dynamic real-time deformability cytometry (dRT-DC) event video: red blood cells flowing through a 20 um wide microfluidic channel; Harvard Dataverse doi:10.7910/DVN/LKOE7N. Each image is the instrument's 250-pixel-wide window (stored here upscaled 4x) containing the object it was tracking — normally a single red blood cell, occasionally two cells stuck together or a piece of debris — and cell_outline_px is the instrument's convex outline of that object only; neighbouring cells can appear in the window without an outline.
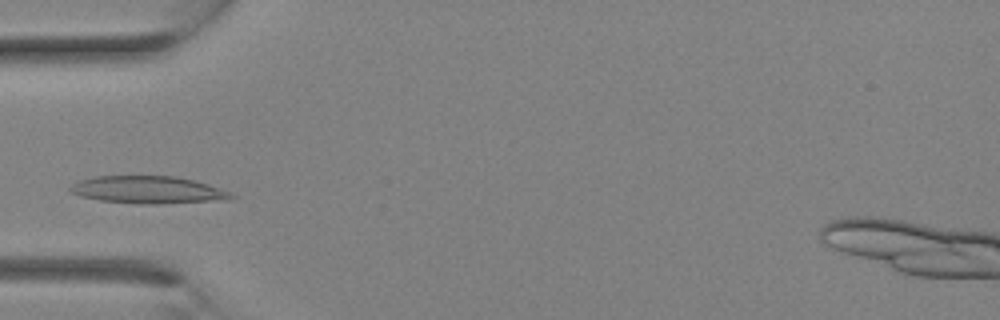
{"species": "Egyptian fruit bat (a non-hibernating species)", "species_latin": "Rousettus aegyptiacus", "temperature_condition": "room temperature", "stored_images_in_passage": 9, "camera_frame_rate_fps": 3000, "um_per_image_px": 0.085, "animal": {"sex": "female"}, "frame": {"image": 1, "passage_image": 6, "time_ms": 1.667, "image_size_px": [1000, 320], "cell_outline_px": [[236, 196], [232, 200], [156, 204], [140, 204], [100, 200], [80, 196], [72, 192], [68, 188], [72, 184], [80, 180], [96, 176], [176, 176], [196, 180], [232, 192]], "centroid_in_image_um": [12.66, 16.14], "position_along_channel_um": 72.3, "area_um2": 26.01}}
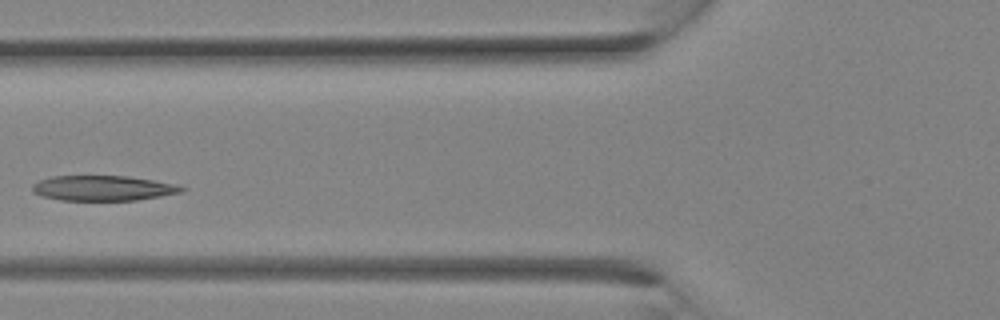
{"frame": {"image": 2, "passage_image": 8, "time_ms": 2.333, "image_size_px": [1000, 320], "cell_outline_px": [[188, 188], [184, 192], [136, 200], [60, 200], [40, 196], [32, 192], [32, 184], [40, 180], [52, 176], [128, 176], [176, 184]], "centroid_in_image_um": [8.76, 15.99], "position_along_channel_um": 117.0, "area_um2": 21.96}}